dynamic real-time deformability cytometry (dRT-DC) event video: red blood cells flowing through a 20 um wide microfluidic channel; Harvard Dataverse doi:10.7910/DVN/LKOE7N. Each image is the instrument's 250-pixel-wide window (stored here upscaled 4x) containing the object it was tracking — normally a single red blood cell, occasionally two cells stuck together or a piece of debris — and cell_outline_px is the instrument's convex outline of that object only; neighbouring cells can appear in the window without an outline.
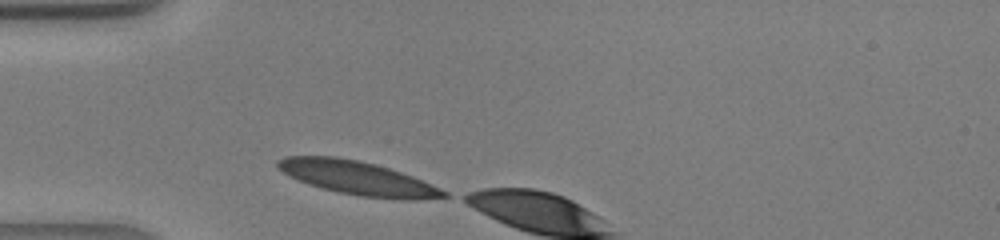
{"species": "human", "species_latin": "Homo sapiens", "temperature_condition": "warm", "stored_images_in_passage": 4, "camera_frame_rate_fps": 3000, "um_per_image_px": 0.085, "donor": {"sex": "male"}, "frame": {"image": 1, "passage_image": 1, "time_ms": 0.0, "image_size_px": [1000, 240], "cell_outline_px": [[448, 196], [420, 200], [404, 200], [360, 196], [340, 192], [308, 184], [276, 168], [276, 160], [284, 156], [336, 156], [356, 160], [388, 168], [412, 176], [432, 184], [448, 192]], "centroid_in_image_um": [30.41, 15.13], "position_along_channel_um": 54.6, "area_um2": 32.25}}